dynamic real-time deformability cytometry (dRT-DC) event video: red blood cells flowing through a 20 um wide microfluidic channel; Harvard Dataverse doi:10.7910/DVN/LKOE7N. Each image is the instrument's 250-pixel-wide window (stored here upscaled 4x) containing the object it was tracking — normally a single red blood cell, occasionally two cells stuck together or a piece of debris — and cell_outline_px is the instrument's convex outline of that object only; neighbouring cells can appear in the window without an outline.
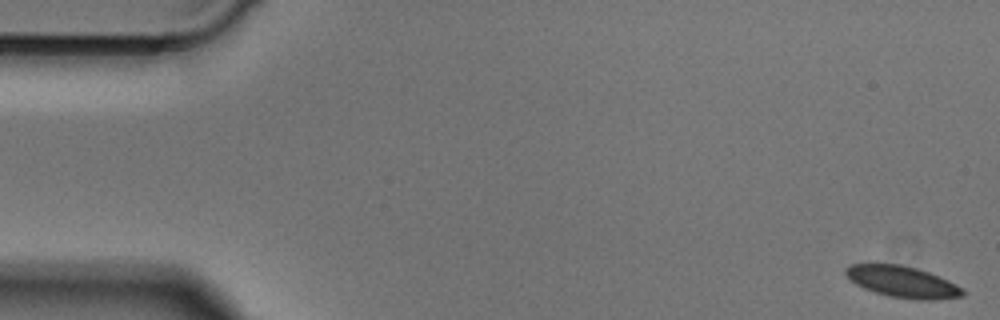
{"species": "Egyptian fruit bat (a non-hibernating species)", "species_latin": "Rousettus aegyptiacus", "temperature_condition": "cold", "stored_images_in_passage": 50, "camera_frame_rate_fps": 3000, "um_per_image_px": 0.085, "animal": {"sex": "male"}, "frame": {"image": 1, "passage_image": 1, "time_ms": 0.0, "image_size_px": [1000, 320], "cell_outline_px": [[964, 296], [932, 300], [916, 300], [888, 296], [864, 288], [856, 284], [844, 272], [844, 268], [848, 264], [900, 264], [916, 268], [928, 272], [948, 280], [964, 288]], "centroid_in_image_um": [76.73, 23.95], "position_along_channel_um": 8.3, "area_um2": 21.39}}
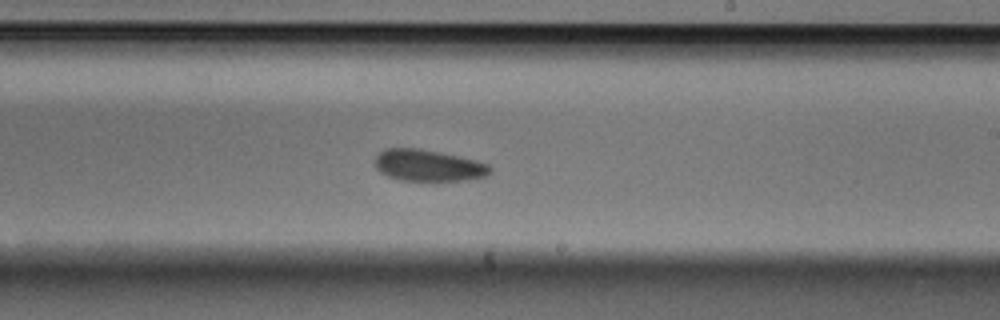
{"frame": {"image": 2, "passage_image": 29, "time_ms": 9.333, "image_size_px": [1000, 320], "cell_outline_px": [[492, 172], [488, 176], [464, 180], [400, 180], [388, 176], [380, 172], [376, 168], [376, 156], [384, 148], [420, 148], [440, 152], [476, 160], [488, 164], [492, 168]], "centroid_in_image_um": [36.43, 14.05], "position_along_channel_um": 252.6, "area_um2": 21.15}}
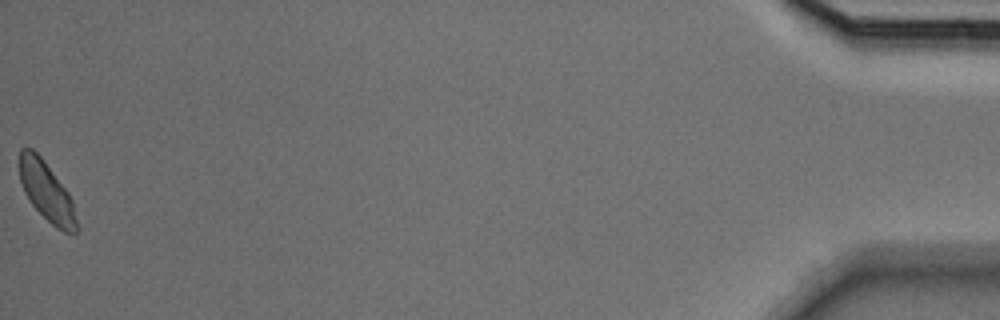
{"frame": {"image": 3, "passage_image": 50, "time_ms": 16.333, "image_size_px": [1000, 320], "cell_outline_px": [[80, 228], [76, 232], [64, 232], [56, 228], [32, 204], [24, 192], [20, 180], [20, 148], [32, 148], [44, 160], [68, 192], [72, 200]], "centroid_in_image_um": [3.99, 16.3], "position_along_channel_um": 431.2, "area_um2": 19.59}}